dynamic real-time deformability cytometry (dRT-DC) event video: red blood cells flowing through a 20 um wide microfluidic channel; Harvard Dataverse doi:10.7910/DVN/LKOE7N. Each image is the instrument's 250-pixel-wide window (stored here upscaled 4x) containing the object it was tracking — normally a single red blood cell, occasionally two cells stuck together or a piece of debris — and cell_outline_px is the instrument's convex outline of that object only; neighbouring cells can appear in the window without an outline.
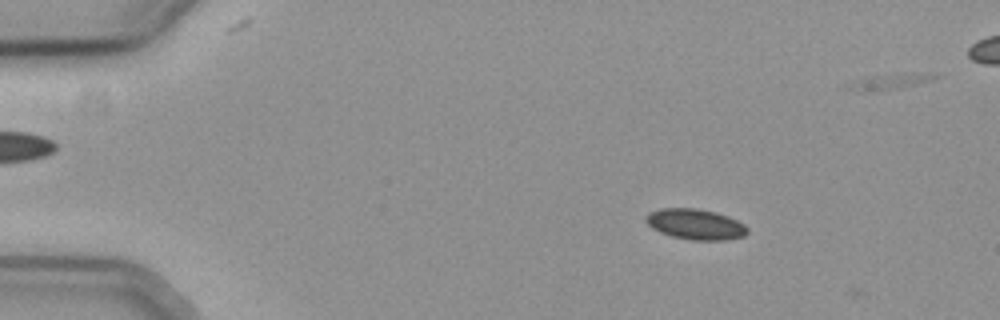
{"species": "common noctule bat (a hibernating species)", "species_latin": "Nyctalus noctula", "temperature_condition": "cold", "stored_images_in_passage": 10, "camera_frame_rate_fps": 3000, "um_per_image_px": 0.085, "animal": {"sex": "female", "body_mass_g": 19.3, "forearm_length_mm": 54.1}, "frame": {"image": 1, "passage_image": 6, "time_ms": 1.667, "image_size_px": [1000, 320], "cell_outline_px": [[748, 232], [744, 236], [728, 240], [692, 240], [672, 236], [660, 232], [652, 228], [644, 220], [644, 216], [648, 212], [660, 208], [696, 208], [716, 212], [728, 216], [744, 224], [748, 228]], "centroid_in_image_um": [59.1, 19.05], "position_along_channel_um": 25.9, "area_um2": 18.26}}